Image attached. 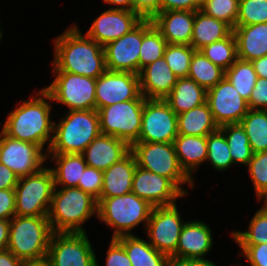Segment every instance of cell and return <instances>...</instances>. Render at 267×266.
<instances>
[{
    "instance_id": "cell-1",
    "label": "cell",
    "mask_w": 267,
    "mask_h": 266,
    "mask_svg": "<svg viewBox=\"0 0 267 266\" xmlns=\"http://www.w3.org/2000/svg\"><path fill=\"white\" fill-rule=\"evenodd\" d=\"M70 24L53 39L52 72H67L97 79L106 70L104 47Z\"/></svg>"
},
{
    "instance_id": "cell-2",
    "label": "cell",
    "mask_w": 267,
    "mask_h": 266,
    "mask_svg": "<svg viewBox=\"0 0 267 266\" xmlns=\"http://www.w3.org/2000/svg\"><path fill=\"white\" fill-rule=\"evenodd\" d=\"M20 102L8 112L4 124L0 121V130L10 138L37 144L48 152L55 122L51 120V96L41 88L29 99Z\"/></svg>"
},
{
    "instance_id": "cell-3",
    "label": "cell",
    "mask_w": 267,
    "mask_h": 266,
    "mask_svg": "<svg viewBox=\"0 0 267 266\" xmlns=\"http://www.w3.org/2000/svg\"><path fill=\"white\" fill-rule=\"evenodd\" d=\"M92 216L98 217V202L91 194L78 187H54L47 215L53 232L86 233L82 225Z\"/></svg>"
},
{
    "instance_id": "cell-4",
    "label": "cell",
    "mask_w": 267,
    "mask_h": 266,
    "mask_svg": "<svg viewBox=\"0 0 267 266\" xmlns=\"http://www.w3.org/2000/svg\"><path fill=\"white\" fill-rule=\"evenodd\" d=\"M57 122L47 154H82L101 134L97 110H67Z\"/></svg>"
},
{
    "instance_id": "cell-5",
    "label": "cell",
    "mask_w": 267,
    "mask_h": 266,
    "mask_svg": "<svg viewBox=\"0 0 267 266\" xmlns=\"http://www.w3.org/2000/svg\"><path fill=\"white\" fill-rule=\"evenodd\" d=\"M53 231L47 216H14L10 219L7 250L22 261L47 258Z\"/></svg>"
},
{
    "instance_id": "cell-6",
    "label": "cell",
    "mask_w": 267,
    "mask_h": 266,
    "mask_svg": "<svg viewBox=\"0 0 267 266\" xmlns=\"http://www.w3.org/2000/svg\"><path fill=\"white\" fill-rule=\"evenodd\" d=\"M97 202L98 220L114 229L111 239L136 235L131 231L141 223L146 228L154 208L133 192L117 197L99 198Z\"/></svg>"
},
{
    "instance_id": "cell-7",
    "label": "cell",
    "mask_w": 267,
    "mask_h": 266,
    "mask_svg": "<svg viewBox=\"0 0 267 266\" xmlns=\"http://www.w3.org/2000/svg\"><path fill=\"white\" fill-rule=\"evenodd\" d=\"M137 166L170 179L186 196L194 188L193 180L181 168L173 143L135 142L131 145Z\"/></svg>"
},
{
    "instance_id": "cell-8",
    "label": "cell",
    "mask_w": 267,
    "mask_h": 266,
    "mask_svg": "<svg viewBox=\"0 0 267 266\" xmlns=\"http://www.w3.org/2000/svg\"><path fill=\"white\" fill-rule=\"evenodd\" d=\"M54 176L50 168L21 177L15 187L16 216H47L54 190Z\"/></svg>"
},
{
    "instance_id": "cell-9",
    "label": "cell",
    "mask_w": 267,
    "mask_h": 266,
    "mask_svg": "<svg viewBox=\"0 0 267 266\" xmlns=\"http://www.w3.org/2000/svg\"><path fill=\"white\" fill-rule=\"evenodd\" d=\"M146 99L115 103L98 110L101 134L114 136L130 146L139 139Z\"/></svg>"
},
{
    "instance_id": "cell-10",
    "label": "cell",
    "mask_w": 267,
    "mask_h": 266,
    "mask_svg": "<svg viewBox=\"0 0 267 266\" xmlns=\"http://www.w3.org/2000/svg\"><path fill=\"white\" fill-rule=\"evenodd\" d=\"M54 80L43 89L52 101L68 110H96V79L67 72H52Z\"/></svg>"
},
{
    "instance_id": "cell-11",
    "label": "cell",
    "mask_w": 267,
    "mask_h": 266,
    "mask_svg": "<svg viewBox=\"0 0 267 266\" xmlns=\"http://www.w3.org/2000/svg\"><path fill=\"white\" fill-rule=\"evenodd\" d=\"M95 251L87 232H53L46 259L50 266H96Z\"/></svg>"
},
{
    "instance_id": "cell-12",
    "label": "cell",
    "mask_w": 267,
    "mask_h": 266,
    "mask_svg": "<svg viewBox=\"0 0 267 266\" xmlns=\"http://www.w3.org/2000/svg\"><path fill=\"white\" fill-rule=\"evenodd\" d=\"M176 204L154 207L144 229L149 244L168 257L176 252L179 236L185 224Z\"/></svg>"
},
{
    "instance_id": "cell-13",
    "label": "cell",
    "mask_w": 267,
    "mask_h": 266,
    "mask_svg": "<svg viewBox=\"0 0 267 266\" xmlns=\"http://www.w3.org/2000/svg\"><path fill=\"white\" fill-rule=\"evenodd\" d=\"M178 136L177 115L162 99H146L136 142L173 143Z\"/></svg>"
},
{
    "instance_id": "cell-14",
    "label": "cell",
    "mask_w": 267,
    "mask_h": 266,
    "mask_svg": "<svg viewBox=\"0 0 267 266\" xmlns=\"http://www.w3.org/2000/svg\"><path fill=\"white\" fill-rule=\"evenodd\" d=\"M46 160L47 152L41 146L10 138L0 130V163L19 178L39 172Z\"/></svg>"
},
{
    "instance_id": "cell-15",
    "label": "cell",
    "mask_w": 267,
    "mask_h": 266,
    "mask_svg": "<svg viewBox=\"0 0 267 266\" xmlns=\"http://www.w3.org/2000/svg\"><path fill=\"white\" fill-rule=\"evenodd\" d=\"M96 110L133 99H146L140 91L139 75L106 70L96 79Z\"/></svg>"
},
{
    "instance_id": "cell-16",
    "label": "cell",
    "mask_w": 267,
    "mask_h": 266,
    "mask_svg": "<svg viewBox=\"0 0 267 266\" xmlns=\"http://www.w3.org/2000/svg\"><path fill=\"white\" fill-rule=\"evenodd\" d=\"M206 102L219 127L239 124L249 111L248 102L226 77L207 90Z\"/></svg>"
},
{
    "instance_id": "cell-17",
    "label": "cell",
    "mask_w": 267,
    "mask_h": 266,
    "mask_svg": "<svg viewBox=\"0 0 267 266\" xmlns=\"http://www.w3.org/2000/svg\"><path fill=\"white\" fill-rule=\"evenodd\" d=\"M143 36L144 19L127 34L104 46L107 70L139 75V55Z\"/></svg>"
},
{
    "instance_id": "cell-18",
    "label": "cell",
    "mask_w": 267,
    "mask_h": 266,
    "mask_svg": "<svg viewBox=\"0 0 267 266\" xmlns=\"http://www.w3.org/2000/svg\"><path fill=\"white\" fill-rule=\"evenodd\" d=\"M132 192L153 207L168 206L187 196L167 177L136 167Z\"/></svg>"
},
{
    "instance_id": "cell-19",
    "label": "cell",
    "mask_w": 267,
    "mask_h": 266,
    "mask_svg": "<svg viewBox=\"0 0 267 266\" xmlns=\"http://www.w3.org/2000/svg\"><path fill=\"white\" fill-rule=\"evenodd\" d=\"M141 20L136 12L108 8L93 20L85 34L104 47L127 34Z\"/></svg>"
},
{
    "instance_id": "cell-20",
    "label": "cell",
    "mask_w": 267,
    "mask_h": 266,
    "mask_svg": "<svg viewBox=\"0 0 267 266\" xmlns=\"http://www.w3.org/2000/svg\"><path fill=\"white\" fill-rule=\"evenodd\" d=\"M210 226L202 220H187L179 236L173 258L206 259L213 247V235Z\"/></svg>"
},
{
    "instance_id": "cell-21",
    "label": "cell",
    "mask_w": 267,
    "mask_h": 266,
    "mask_svg": "<svg viewBox=\"0 0 267 266\" xmlns=\"http://www.w3.org/2000/svg\"><path fill=\"white\" fill-rule=\"evenodd\" d=\"M131 151V146L122 139L100 134L82 153L88 166L105 171Z\"/></svg>"
},
{
    "instance_id": "cell-22",
    "label": "cell",
    "mask_w": 267,
    "mask_h": 266,
    "mask_svg": "<svg viewBox=\"0 0 267 266\" xmlns=\"http://www.w3.org/2000/svg\"><path fill=\"white\" fill-rule=\"evenodd\" d=\"M195 11L171 10L157 13L151 20L168 44L190 45Z\"/></svg>"
},
{
    "instance_id": "cell-23",
    "label": "cell",
    "mask_w": 267,
    "mask_h": 266,
    "mask_svg": "<svg viewBox=\"0 0 267 266\" xmlns=\"http://www.w3.org/2000/svg\"><path fill=\"white\" fill-rule=\"evenodd\" d=\"M139 78L140 91L146 99L162 100L170 94L178 80L164 57L145 66L141 70Z\"/></svg>"
},
{
    "instance_id": "cell-24",
    "label": "cell",
    "mask_w": 267,
    "mask_h": 266,
    "mask_svg": "<svg viewBox=\"0 0 267 266\" xmlns=\"http://www.w3.org/2000/svg\"><path fill=\"white\" fill-rule=\"evenodd\" d=\"M136 167V159L130 151L120 161L103 171V186L100 198L117 197L132 192Z\"/></svg>"
},
{
    "instance_id": "cell-25",
    "label": "cell",
    "mask_w": 267,
    "mask_h": 266,
    "mask_svg": "<svg viewBox=\"0 0 267 266\" xmlns=\"http://www.w3.org/2000/svg\"><path fill=\"white\" fill-rule=\"evenodd\" d=\"M237 58L253 61L267 55V23L235 26Z\"/></svg>"
},
{
    "instance_id": "cell-26",
    "label": "cell",
    "mask_w": 267,
    "mask_h": 266,
    "mask_svg": "<svg viewBox=\"0 0 267 266\" xmlns=\"http://www.w3.org/2000/svg\"><path fill=\"white\" fill-rule=\"evenodd\" d=\"M173 144L181 168L195 184L193 173L206 162L207 136L178 134Z\"/></svg>"
},
{
    "instance_id": "cell-27",
    "label": "cell",
    "mask_w": 267,
    "mask_h": 266,
    "mask_svg": "<svg viewBox=\"0 0 267 266\" xmlns=\"http://www.w3.org/2000/svg\"><path fill=\"white\" fill-rule=\"evenodd\" d=\"M55 165L49 167L54 176L55 187H78L83 171L87 167L83 154H47V161Z\"/></svg>"
},
{
    "instance_id": "cell-28",
    "label": "cell",
    "mask_w": 267,
    "mask_h": 266,
    "mask_svg": "<svg viewBox=\"0 0 267 266\" xmlns=\"http://www.w3.org/2000/svg\"><path fill=\"white\" fill-rule=\"evenodd\" d=\"M207 90L189 77L178 78L164 99L176 115L206 103Z\"/></svg>"
},
{
    "instance_id": "cell-29",
    "label": "cell",
    "mask_w": 267,
    "mask_h": 266,
    "mask_svg": "<svg viewBox=\"0 0 267 266\" xmlns=\"http://www.w3.org/2000/svg\"><path fill=\"white\" fill-rule=\"evenodd\" d=\"M233 29L224 21L206 15L201 10L195 11L194 28L190 45L200 51L215 41L226 38Z\"/></svg>"
},
{
    "instance_id": "cell-30",
    "label": "cell",
    "mask_w": 267,
    "mask_h": 266,
    "mask_svg": "<svg viewBox=\"0 0 267 266\" xmlns=\"http://www.w3.org/2000/svg\"><path fill=\"white\" fill-rule=\"evenodd\" d=\"M116 240L124 247L132 266H167L169 257L137 235L121 236Z\"/></svg>"
},
{
    "instance_id": "cell-31",
    "label": "cell",
    "mask_w": 267,
    "mask_h": 266,
    "mask_svg": "<svg viewBox=\"0 0 267 266\" xmlns=\"http://www.w3.org/2000/svg\"><path fill=\"white\" fill-rule=\"evenodd\" d=\"M178 134L207 136L219 129L206 103L177 115Z\"/></svg>"
},
{
    "instance_id": "cell-32",
    "label": "cell",
    "mask_w": 267,
    "mask_h": 266,
    "mask_svg": "<svg viewBox=\"0 0 267 266\" xmlns=\"http://www.w3.org/2000/svg\"><path fill=\"white\" fill-rule=\"evenodd\" d=\"M253 153L267 151V110L249 109L240 122Z\"/></svg>"
},
{
    "instance_id": "cell-33",
    "label": "cell",
    "mask_w": 267,
    "mask_h": 266,
    "mask_svg": "<svg viewBox=\"0 0 267 266\" xmlns=\"http://www.w3.org/2000/svg\"><path fill=\"white\" fill-rule=\"evenodd\" d=\"M167 45L168 43L153 25L152 20L144 19V36L139 55V74L145 66L164 56Z\"/></svg>"
},
{
    "instance_id": "cell-34",
    "label": "cell",
    "mask_w": 267,
    "mask_h": 266,
    "mask_svg": "<svg viewBox=\"0 0 267 266\" xmlns=\"http://www.w3.org/2000/svg\"><path fill=\"white\" fill-rule=\"evenodd\" d=\"M188 77L208 90L225 77V71L196 50L191 59Z\"/></svg>"
},
{
    "instance_id": "cell-35",
    "label": "cell",
    "mask_w": 267,
    "mask_h": 266,
    "mask_svg": "<svg viewBox=\"0 0 267 266\" xmlns=\"http://www.w3.org/2000/svg\"><path fill=\"white\" fill-rule=\"evenodd\" d=\"M219 129L225 135L234 165L247 166L254 153L241 124H226Z\"/></svg>"
},
{
    "instance_id": "cell-36",
    "label": "cell",
    "mask_w": 267,
    "mask_h": 266,
    "mask_svg": "<svg viewBox=\"0 0 267 266\" xmlns=\"http://www.w3.org/2000/svg\"><path fill=\"white\" fill-rule=\"evenodd\" d=\"M231 238L237 245H259L267 243V208L262 205L251 217L245 231H231Z\"/></svg>"
},
{
    "instance_id": "cell-37",
    "label": "cell",
    "mask_w": 267,
    "mask_h": 266,
    "mask_svg": "<svg viewBox=\"0 0 267 266\" xmlns=\"http://www.w3.org/2000/svg\"><path fill=\"white\" fill-rule=\"evenodd\" d=\"M225 77L239 94L248 101L258 78L251 61L237 59L225 71Z\"/></svg>"
},
{
    "instance_id": "cell-38",
    "label": "cell",
    "mask_w": 267,
    "mask_h": 266,
    "mask_svg": "<svg viewBox=\"0 0 267 266\" xmlns=\"http://www.w3.org/2000/svg\"><path fill=\"white\" fill-rule=\"evenodd\" d=\"M206 163L221 173L234 165L225 135L220 129L207 135Z\"/></svg>"
},
{
    "instance_id": "cell-39",
    "label": "cell",
    "mask_w": 267,
    "mask_h": 266,
    "mask_svg": "<svg viewBox=\"0 0 267 266\" xmlns=\"http://www.w3.org/2000/svg\"><path fill=\"white\" fill-rule=\"evenodd\" d=\"M213 64L226 71L237 58V42L233 31L224 39L215 41L200 50Z\"/></svg>"
},
{
    "instance_id": "cell-40",
    "label": "cell",
    "mask_w": 267,
    "mask_h": 266,
    "mask_svg": "<svg viewBox=\"0 0 267 266\" xmlns=\"http://www.w3.org/2000/svg\"><path fill=\"white\" fill-rule=\"evenodd\" d=\"M196 50L191 45L186 44H168L164 52V58L178 77H188L192 56Z\"/></svg>"
},
{
    "instance_id": "cell-41",
    "label": "cell",
    "mask_w": 267,
    "mask_h": 266,
    "mask_svg": "<svg viewBox=\"0 0 267 266\" xmlns=\"http://www.w3.org/2000/svg\"><path fill=\"white\" fill-rule=\"evenodd\" d=\"M238 8L239 0H202L200 10L208 16L224 21L234 29Z\"/></svg>"
},
{
    "instance_id": "cell-42",
    "label": "cell",
    "mask_w": 267,
    "mask_h": 266,
    "mask_svg": "<svg viewBox=\"0 0 267 266\" xmlns=\"http://www.w3.org/2000/svg\"><path fill=\"white\" fill-rule=\"evenodd\" d=\"M246 167L260 202L267 195V151L254 153Z\"/></svg>"
},
{
    "instance_id": "cell-43",
    "label": "cell",
    "mask_w": 267,
    "mask_h": 266,
    "mask_svg": "<svg viewBox=\"0 0 267 266\" xmlns=\"http://www.w3.org/2000/svg\"><path fill=\"white\" fill-rule=\"evenodd\" d=\"M267 23V0H239L236 26Z\"/></svg>"
},
{
    "instance_id": "cell-44",
    "label": "cell",
    "mask_w": 267,
    "mask_h": 266,
    "mask_svg": "<svg viewBox=\"0 0 267 266\" xmlns=\"http://www.w3.org/2000/svg\"><path fill=\"white\" fill-rule=\"evenodd\" d=\"M103 186V171L88 166L79 180V188L91 194L97 200L100 198Z\"/></svg>"
},
{
    "instance_id": "cell-45",
    "label": "cell",
    "mask_w": 267,
    "mask_h": 266,
    "mask_svg": "<svg viewBox=\"0 0 267 266\" xmlns=\"http://www.w3.org/2000/svg\"><path fill=\"white\" fill-rule=\"evenodd\" d=\"M239 256L245 257L247 266H267V243L259 245H238Z\"/></svg>"
},
{
    "instance_id": "cell-46",
    "label": "cell",
    "mask_w": 267,
    "mask_h": 266,
    "mask_svg": "<svg viewBox=\"0 0 267 266\" xmlns=\"http://www.w3.org/2000/svg\"><path fill=\"white\" fill-rule=\"evenodd\" d=\"M105 261L106 266H132L124 247L116 239L110 240ZM96 266H100L97 257Z\"/></svg>"
},
{
    "instance_id": "cell-47",
    "label": "cell",
    "mask_w": 267,
    "mask_h": 266,
    "mask_svg": "<svg viewBox=\"0 0 267 266\" xmlns=\"http://www.w3.org/2000/svg\"><path fill=\"white\" fill-rule=\"evenodd\" d=\"M247 102L249 109L267 110V78H257Z\"/></svg>"
},
{
    "instance_id": "cell-48",
    "label": "cell",
    "mask_w": 267,
    "mask_h": 266,
    "mask_svg": "<svg viewBox=\"0 0 267 266\" xmlns=\"http://www.w3.org/2000/svg\"><path fill=\"white\" fill-rule=\"evenodd\" d=\"M15 216V189H0V219Z\"/></svg>"
},
{
    "instance_id": "cell-49",
    "label": "cell",
    "mask_w": 267,
    "mask_h": 266,
    "mask_svg": "<svg viewBox=\"0 0 267 266\" xmlns=\"http://www.w3.org/2000/svg\"><path fill=\"white\" fill-rule=\"evenodd\" d=\"M161 0H132L133 12H136L142 19H152L160 12Z\"/></svg>"
},
{
    "instance_id": "cell-50",
    "label": "cell",
    "mask_w": 267,
    "mask_h": 266,
    "mask_svg": "<svg viewBox=\"0 0 267 266\" xmlns=\"http://www.w3.org/2000/svg\"><path fill=\"white\" fill-rule=\"evenodd\" d=\"M202 0H161L160 12L171 10L197 11L201 8Z\"/></svg>"
},
{
    "instance_id": "cell-51",
    "label": "cell",
    "mask_w": 267,
    "mask_h": 266,
    "mask_svg": "<svg viewBox=\"0 0 267 266\" xmlns=\"http://www.w3.org/2000/svg\"><path fill=\"white\" fill-rule=\"evenodd\" d=\"M19 177L4 164L0 163V189H15Z\"/></svg>"
},
{
    "instance_id": "cell-52",
    "label": "cell",
    "mask_w": 267,
    "mask_h": 266,
    "mask_svg": "<svg viewBox=\"0 0 267 266\" xmlns=\"http://www.w3.org/2000/svg\"><path fill=\"white\" fill-rule=\"evenodd\" d=\"M217 263L209 259H185L169 257L167 266H216Z\"/></svg>"
},
{
    "instance_id": "cell-53",
    "label": "cell",
    "mask_w": 267,
    "mask_h": 266,
    "mask_svg": "<svg viewBox=\"0 0 267 266\" xmlns=\"http://www.w3.org/2000/svg\"><path fill=\"white\" fill-rule=\"evenodd\" d=\"M23 261L7 249L0 251V266H22Z\"/></svg>"
},
{
    "instance_id": "cell-54",
    "label": "cell",
    "mask_w": 267,
    "mask_h": 266,
    "mask_svg": "<svg viewBox=\"0 0 267 266\" xmlns=\"http://www.w3.org/2000/svg\"><path fill=\"white\" fill-rule=\"evenodd\" d=\"M10 231V220L0 219V251L7 249Z\"/></svg>"
},
{
    "instance_id": "cell-55",
    "label": "cell",
    "mask_w": 267,
    "mask_h": 266,
    "mask_svg": "<svg viewBox=\"0 0 267 266\" xmlns=\"http://www.w3.org/2000/svg\"><path fill=\"white\" fill-rule=\"evenodd\" d=\"M258 78H267V55L251 61Z\"/></svg>"
},
{
    "instance_id": "cell-56",
    "label": "cell",
    "mask_w": 267,
    "mask_h": 266,
    "mask_svg": "<svg viewBox=\"0 0 267 266\" xmlns=\"http://www.w3.org/2000/svg\"><path fill=\"white\" fill-rule=\"evenodd\" d=\"M102 1L105 4L109 5V9H122L133 12L132 0H102Z\"/></svg>"
},
{
    "instance_id": "cell-57",
    "label": "cell",
    "mask_w": 267,
    "mask_h": 266,
    "mask_svg": "<svg viewBox=\"0 0 267 266\" xmlns=\"http://www.w3.org/2000/svg\"><path fill=\"white\" fill-rule=\"evenodd\" d=\"M22 266H50L47 259L39 261H23Z\"/></svg>"
},
{
    "instance_id": "cell-58",
    "label": "cell",
    "mask_w": 267,
    "mask_h": 266,
    "mask_svg": "<svg viewBox=\"0 0 267 266\" xmlns=\"http://www.w3.org/2000/svg\"><path fill=\"white\" fill-rule=\"evenodd\" d=\"M262 200L264 202V204H262V205H264L267 208V195L261 199V201H260L261 203H262Z\"/></svg>"
},
{
    "instance_id": "cell-59",
    "label": "cell",
    "mask_w": 267,
    "mask_h": 266,
    "mask_svg": "<svg viewBox=\"0 0 267 266\" xmlns=\"http://www.w3.org/2000/svg\"><path fill=\"white\" fill-rule=\"evenodd\" d=\"M3 31H0V41L2 40Z\"/></svg>"
},
{
    "instance_id": "cell-60",
    "label": "cell",
    "mask_w": 267,
    "mask_h": 266,
    "mask_svg": "<svg viewBox=\"0 0 267 266\" xmlns=\"http://www.w3.org/2000/svg\"><path fill=\"white\" fill-rule=\"evenodd\" d=\"M216 266H218V265H216ZM229 266H241V265H238V264H237V265H236V264L232 265V264H231V265H229ZM244 266H246V265H244Z\"/></svg>"
}]
</instances>
